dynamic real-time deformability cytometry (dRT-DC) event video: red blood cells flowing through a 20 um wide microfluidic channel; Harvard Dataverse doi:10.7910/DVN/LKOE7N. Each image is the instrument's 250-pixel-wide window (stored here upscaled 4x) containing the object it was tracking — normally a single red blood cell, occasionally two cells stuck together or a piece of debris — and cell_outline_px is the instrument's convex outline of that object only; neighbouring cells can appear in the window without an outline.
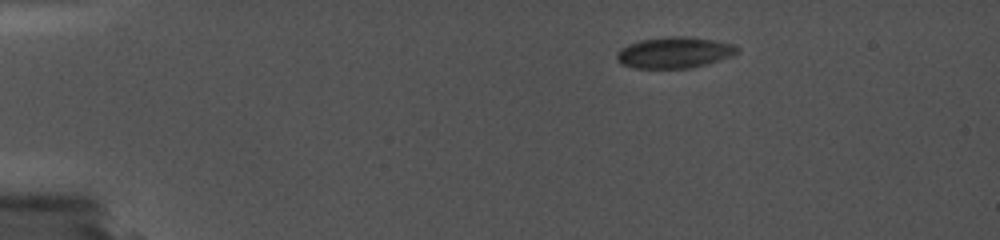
{"species": "common noctule bat (a hibernating species)", "species_latin": "Nyctalus noctula", "temperature_condition": "cold", "stored_images_in_passage": 2, "camera_frame_rate_fps": 5000, "um_per_image_px": 0.085, "animal": {"sex": "female", "body_mass_g": 19.0, "forearm_length_mm": 56.7}, "frame": {"image": 1, "passage_image": 1, "time_ms": 0.0, "image_size_px": [1000, 240], "cell_outline_px": [[740, 48], [736, 52], [728, 56], [700, 64], [684, 68], [640, 68], [624, 64], [616, 56], [616, 52], [620, 48], [628, 44], [640, 40], [668, 36], [684, 36], [716, 40], [736, 44]], "centroid_in_image_um": [57.29, 4.43], "position_along_channel_um": 27.7, "area_um2": 21.27}}